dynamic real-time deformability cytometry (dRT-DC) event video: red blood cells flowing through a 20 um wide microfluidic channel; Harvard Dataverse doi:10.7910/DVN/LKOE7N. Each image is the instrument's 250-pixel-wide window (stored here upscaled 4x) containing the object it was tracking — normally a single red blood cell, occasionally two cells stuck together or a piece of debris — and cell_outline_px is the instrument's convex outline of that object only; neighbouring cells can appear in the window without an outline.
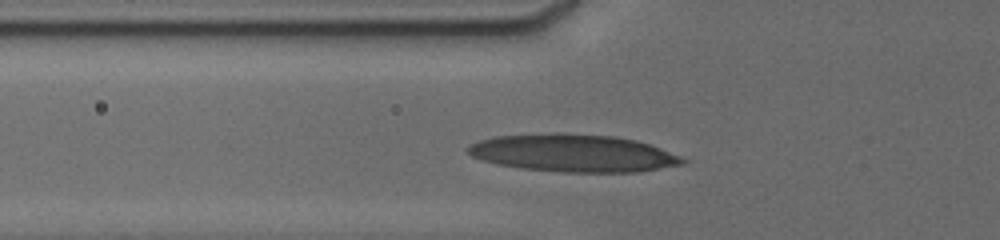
{"species": "human", "species_latin": "Homo sapiens", "temperature_condition": "cold", "stored_images_in_passage": 16, "camera_frame_rate_fps": 3000, "um_per_image_px": 0.085, "donor": {"sex": "male"}, "frame": {"image": 1, "passage_image": 8, "time_ms": 3.333, "image_size_px": [1000, 240], "cell_outline_px": [[688, 164], [636, 172], [560, 172], [520, 168], [496, 164], [472, 156], [464, 148], [468, 144], [480, 140], [496, 136], [612, 136], [636, 140], [648, 144], [680, 156], [688, 160]], "centroid_in_image_um": [48.77, 13.07], "position_along_channel_um": 77.0, "area_um2": 45.49}}
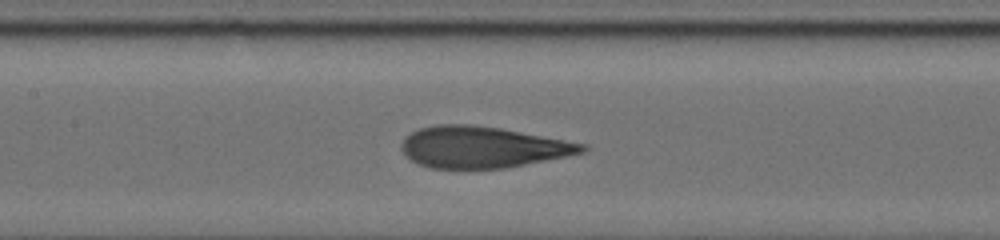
{"frame": {"image": 2, "passage_image": 13, "time_ms": 5.667, "image_size_px": [1000, 240], "cell_outline_px": [[588, 148], [584, 152], [504, 168], [428, 168], [404, 156], [400, 148], [400, 144], [404, 136], [420, 128], [436, 124], [472, 124], [500, 128], [588, 144]], "centroid_in_image_um": [40.95, 12.49], "position_along_channel_um": 166.5, "area_um2": 43.47}}
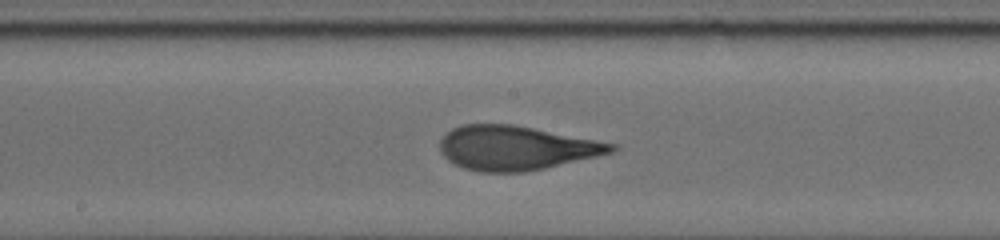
{"frame": {"image": 3, "passage_image": 15, "time_ms": 6.667, "image_size_px": [1000, 240], "cell_outline_px": [[620, 148], [612, 152], [596, 156], [544, 168], [524, 172], [480, 172], [464, 168], [448, 160], [440, 152], [440, 140], [452, 128], [464, 124], [512, 124], [620, 144]], "centroid_in_image_um": [43.88, 12.57], "position_along_channel_um": 204.3, "area_um2": 44.1}}